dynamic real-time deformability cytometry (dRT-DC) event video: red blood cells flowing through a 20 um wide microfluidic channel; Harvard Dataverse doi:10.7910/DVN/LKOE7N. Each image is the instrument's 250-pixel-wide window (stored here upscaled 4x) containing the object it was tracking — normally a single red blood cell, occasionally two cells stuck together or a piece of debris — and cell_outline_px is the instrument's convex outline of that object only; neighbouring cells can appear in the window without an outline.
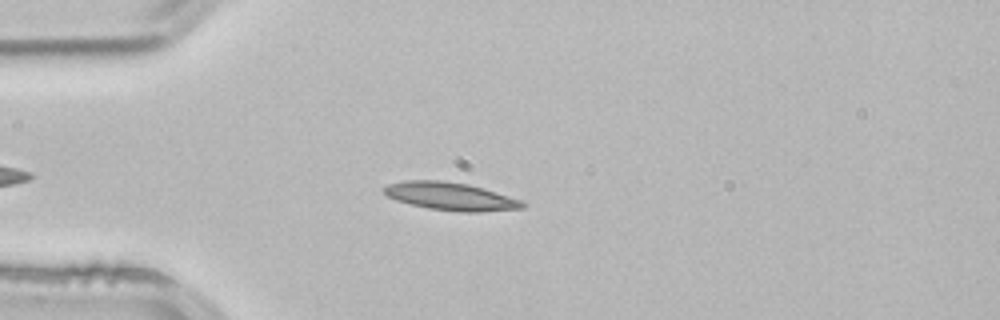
{"species": "common noctule bat (a hibernating species)", "species_latin": "Nyctalus noctula", "temperature_condition": "room temperature", "stored_images_in_passage": 3, "camera_frame_rate_fps": 3000, "um_per_image_px": 0.085, "animal": {"sex": "male", "body_mass_g": 21.5, "forearm_length_mm": 52.0}, "frame": {"image": 1, "passage_image": 3, "time_ms": 0.667, "image_size_px": [1000, 320], "cell_outline_px": [[524, 208], [480, 212], [460, 212], [428, 208], [396, 200], [388, 196], [384, 192], [384, 188], [388, 184], [404, 180], [444, 180], [468, 184], [484, 188], [520, 200], [524, 204]], "centroid_in_image_um": [38.29, 16.68], "position_along_channel_um": 46.7, "area_um2": 22.37}}